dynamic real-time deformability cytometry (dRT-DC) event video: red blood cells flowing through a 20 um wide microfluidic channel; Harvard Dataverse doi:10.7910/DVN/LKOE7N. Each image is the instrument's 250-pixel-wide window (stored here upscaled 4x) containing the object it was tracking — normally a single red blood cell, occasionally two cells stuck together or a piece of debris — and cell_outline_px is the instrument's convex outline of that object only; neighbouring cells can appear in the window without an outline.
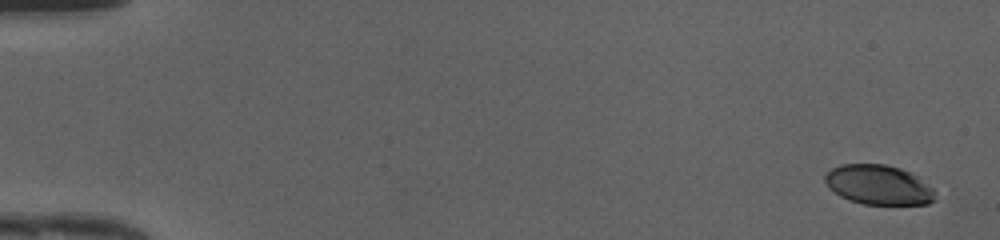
{"species": "human", "species_latin": "Homo sapiens", "temperature_condition": "cold", "stored_images_in_passage": 48, "camera_frame_rate_fps": 3000, "um_per_image_px": 0.085, "donor": {"sex": "female"}, "frame": {"image": 1, "passage_image": 1, "time_ms": 0.0, "image_size_px": [1000, 240], "cell_outline_px": [[936, 200], [928, 204], [864, 204], [840, 196], [824, 180], [824, 176], [832, 168], [840, 164], [884, 164], [900, 168], [916, 176], [932, 188]], "centroid_in_image_um": [74.68, 15.71], "position_along_channel_um": 10.3, "area_um2": 25.03}}
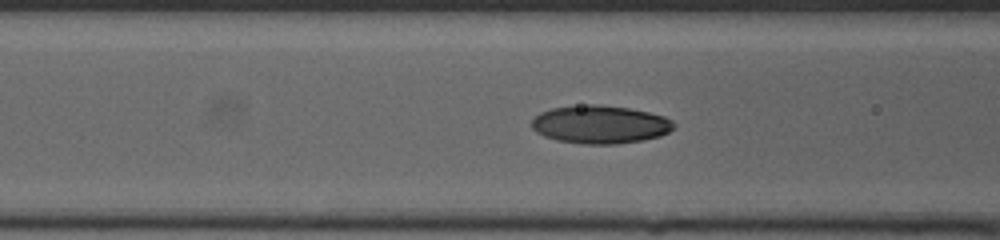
{"frame": {"image": 2, "passage_image": 20, "time_ms": 6.333, "image_size_px": [1000, 240], "cell_outline_px": [[676, 124], [668, 132], [660, 136], [644, 140], [616, 144], [584, 144], [556, 140], [544, 136], [536, 132], [532, 128], [532, 120], [540, 112], [552, 108], [588, 104], [600, 104], [628, 108], [648, 112], [664, 116], [672, 120]], "centroid_in_image_um": [51.01, 10.58], "position_along_channel_um": 115.6, "area_um2": 31.62}}
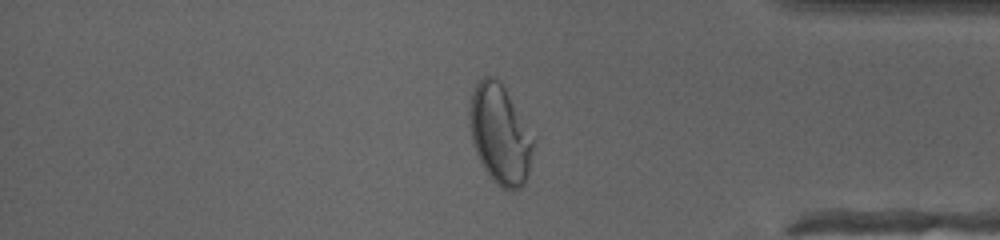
{"frame": {"image": 3, "passage_image": 41, "time_ms": 13.333, "image_size_px": [1000, 240], "cell_outline_px": [[536, 140], [528, 172], [524, 184], [520, 188], [504, 188], [496, 184], [492, 180], [484, 168], [476, 152], [472, 140], [468, 124], [468, 108], [472, 92], [476, 84], [484, 76], [488, 76], [500, 80], [536, 136]], "centroid_in_image_um": [42.52, 11.38], "position_along_channel_um": 392.7, "area_um2": 37.51}, "authors_computed_cell_mechanics": {"area_um2": 30.0849, "velocity_mm_per_s": 4.2135, "shape_relaxation_time_tau1_ms": 4.4953, "shape_relaxation_time_tau2_ms": 1.0853, "deformation_change_tau1": 0.1803, "deformation_change_tau2": 0.0445}}